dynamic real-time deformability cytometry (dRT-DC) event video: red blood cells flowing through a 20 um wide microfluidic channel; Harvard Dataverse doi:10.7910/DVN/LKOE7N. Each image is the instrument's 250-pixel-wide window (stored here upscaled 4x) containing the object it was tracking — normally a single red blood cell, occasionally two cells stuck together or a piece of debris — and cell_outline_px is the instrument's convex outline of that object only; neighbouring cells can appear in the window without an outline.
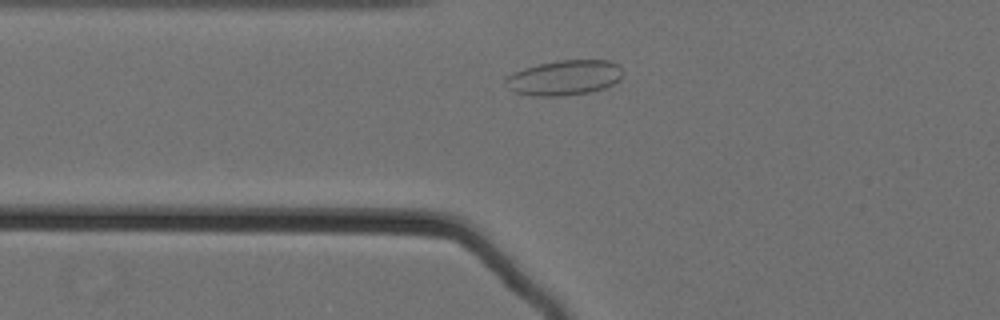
{"species": "Egyptian fruit bat (a non-hibernating species)", "species_latin": "Rousettus aegyptiacus", "temperature_condition": "cold", "stored_images_in_passage": 35, "camera_frame_rate_fps": 3000, "um_per_image_px": 0.085, "animal": {"sex": "female"}, "frame": {"image": 1, "passage_image": 5, "time_ms": 1.333, "image_size_px": [1000, 320], "cell_outline_px": [[624, 72], [620, 80], [604, 88], [588, 92], [560, 96], [532, 96], [516, 92], [508, 88], [504, 80], [512, 72], [524, 68], [540, 64], [560, 60], [608, 60], [620, 64]], "centroid_in_image_um": [48.0, 6.6], "position_along_channel_um": 77.8, "area_um2": 24.04}}
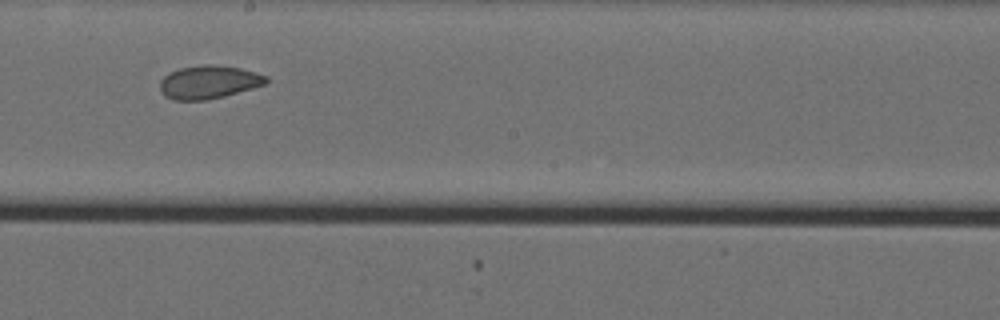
{"frame": {"image": 2, "passage_image": 18, "time_ms": 5.667, "image_size_px": [1000, 320], "cell_outline_px": [[268, 80], [264, 84], [252, 88], [224, 96], [208, 100], [172, 100], [164, 96], [160, 92], [160, 80], [168, 72], [180, 68], [204, 64], [212, 64], [240, 68], [268, 76]], "centroid_in_image_um": [17.7, 6.98], "position_along_channel_um": 230.5, "area_um2": 20.63}}
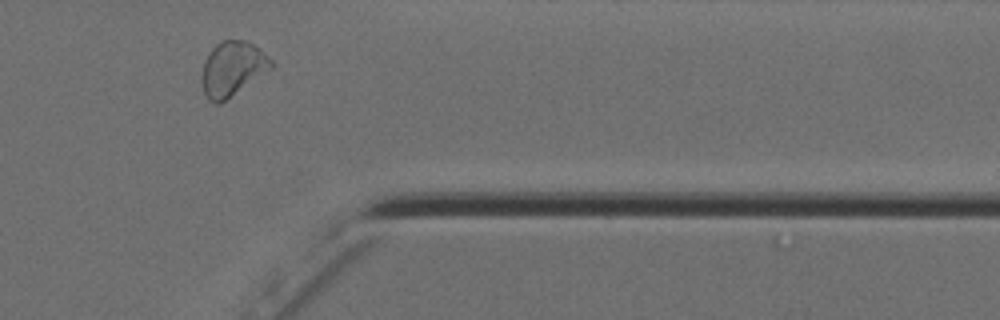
{"frame": {"image": 3, "passage_image": 32, "time_ms": 10.333, "image_size_px": [1000, 320], "cell_outline_px": [[272, 68], [220, 104], [216, 104], [208, 100], [204, 92], [200, 80], [200, 76], [204, 60], [212, 48], [220, 40], [244, 40], [260, 48], [272, 60]], "centroid_in_image_um": [19.72, 5.84], "position_along_channel_um": 391.7, "area_um2": 22.14}, "authors_computed_cell_mechanics": {"area_um2": 20.5768, "velocity_mm_per_s": 3.555, "shape_relaxation_time_tau1_ms": null, "shape_relaxation_time_tau2_ms": 2.2545, "deformation_change_tau1": null, "deformation_change_tau2": 0.0661}}